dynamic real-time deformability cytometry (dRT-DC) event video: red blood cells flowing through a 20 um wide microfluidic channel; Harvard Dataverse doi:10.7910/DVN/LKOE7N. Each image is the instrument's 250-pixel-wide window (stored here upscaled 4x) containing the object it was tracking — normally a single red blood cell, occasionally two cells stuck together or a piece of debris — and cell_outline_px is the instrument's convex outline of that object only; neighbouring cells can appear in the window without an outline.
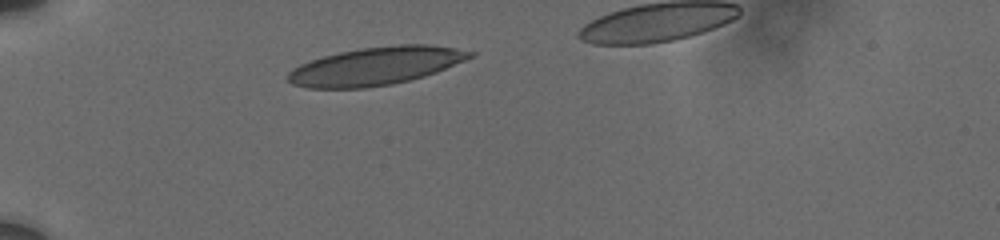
{"species": "human", "species_latin": "Homo sapiens", "temperature_condition": "cold", "stored_images_in_passage": 5, "camera_frame_rate_fps": 3000, "um_per_image_px": 0.085, "donor": {"sex": "male"}, "frame": {"image": 1, "passage_image": 1, "time_ms": 0.0, "image_size_px": [1000, 240], "cell_outline_px": [[476, 52], [472, 56], [464, 60], [436, 72], [424, 76], [392, 84], [364, 88], [308, 88], [292, 84], [288, 80], [288, 72], [292, 68], [300, 64], [324, 56], [340, 52], [360, 48], [396, 44], [428, 44], [456, 48]], "centroid_in_image_um": [31.93, 5.61], "position_along_channel_um": 53.1, "area_um2": 40.11}}
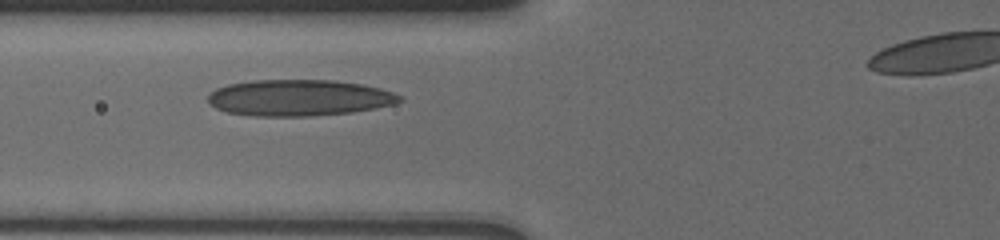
{"frame": {"image": 2, "passage_image": 4, "time_ms": 2.0, "image_size_px": [1000, 240], "cell_outline_px": [[404, 100], [392, 104], [352, 112], [308, 116], [256, 116], [228, 112], [216, 108], [208, 100], [208, 96], [216, 88], [228, 84], [252, 80], [332, 80], [360, 84], [380, 88], [404, 96]], "centroid_in_image_um": [25.42, 8.3], "position_along_channel_um": 100.4, "area_um2": 40.29}}
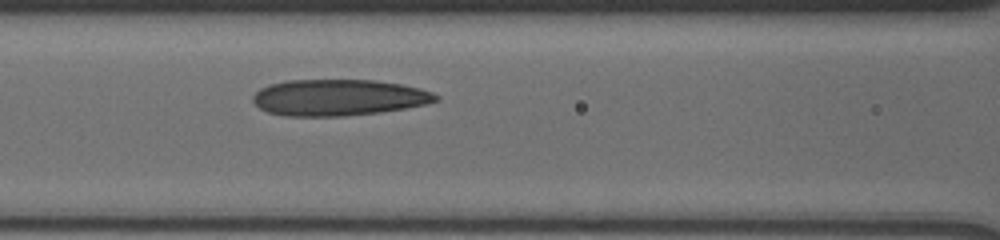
{"frame": {"image": 3, "passage_image": 5, "time_ms": 3.0, "image_size_px": [1000, 240], "cell_outline_px": [[440, 100], [424, 104], [404, 108], [380, 112], [340, 116], [284, 116], [268, 112], [260, 108], [252, 100], [252, 96], [260, 88], [268, 84], [288, 80], [376, 80], [400, 84], [432, 92], [440, 96]], "centroid_in_image_um": [28.74, 8.28], "position_along_channel_um": 137.9, "area_um2": 38.61}}